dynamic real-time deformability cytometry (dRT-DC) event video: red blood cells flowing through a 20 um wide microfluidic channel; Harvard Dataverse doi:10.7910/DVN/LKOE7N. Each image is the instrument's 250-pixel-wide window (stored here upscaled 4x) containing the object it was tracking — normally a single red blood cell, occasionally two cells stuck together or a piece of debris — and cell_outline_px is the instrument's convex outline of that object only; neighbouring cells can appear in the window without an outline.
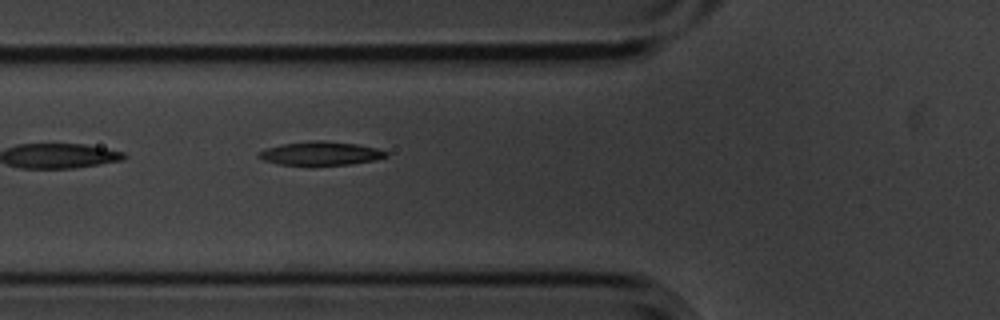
{"species": "common noctule bat (a hibernating species)", "species_latin": "Nyctalus noctula", "temperature_condition": "cold", "stored_images_in_passage": 3, "camera_frame_rate_fps": 3000, "um_per_image_px": 0.085, "animal": {"sex": "male", "body_mass_g": 20.1, "forearm_length_mm": 53.5}, "frame": {"image": 1, "passage_image": 3, "time_ms": 0.667, "image_size_px": [1000, 320], "cell_outline_px": [[388, 156], [376, 160], [348, 164], [280, 164], [264, 160], [256, 156], [256, 152], [280, 144], [312, 140], [324, 140], [356, 144], [376, 148], [388, 152]], "centroid_in_image_um": [27.24, 13.02], "position_along_channel_um": 98.6, "area_um2": 17.34}}